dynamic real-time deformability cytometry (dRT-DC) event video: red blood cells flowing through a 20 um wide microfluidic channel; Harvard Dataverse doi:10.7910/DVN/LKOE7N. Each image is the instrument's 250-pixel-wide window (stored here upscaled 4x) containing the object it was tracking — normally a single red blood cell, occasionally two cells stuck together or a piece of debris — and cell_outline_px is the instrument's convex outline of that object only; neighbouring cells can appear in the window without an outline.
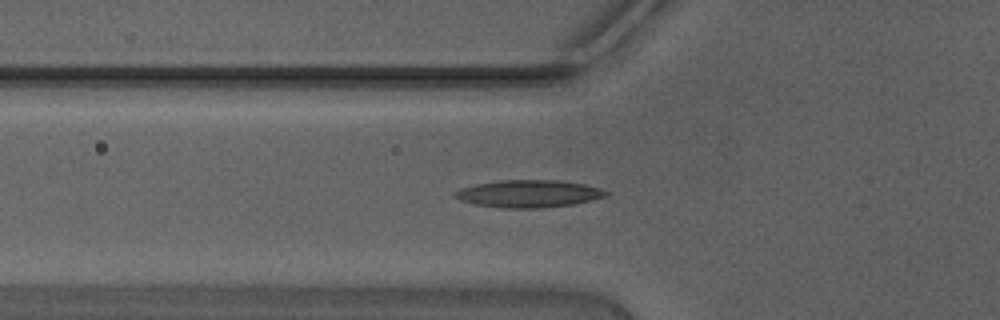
{"species": "Egyptian fruit bat (a non-hibernating species)", "species_latin": "Rousettus aegyptiacus", "temperature_condition": "warm", "stored_images_in_passage": 34, "camera_frame_rate_fps": 3000, "um_per_image_px": 0.085, "animal": {"sex": "male"}, "frame": {"image": 1, "passage_image": 8, "time_ms": 2.333, "image_size_px": [1000, 320], "cell_outline_px": [[612, 192], [608, 196], [592, 200], [572, 204], [540, 208], [500, 208], [476, 204], [460, 200], [452, 192], [460, 188], [476, 184], [500, 180], [560, 180], [584, 184], [600, 188]], "centroid_in_image_um": [44.97, 16.46], "position_along_channel_um": 80.8, "area_um2": 24.22}}
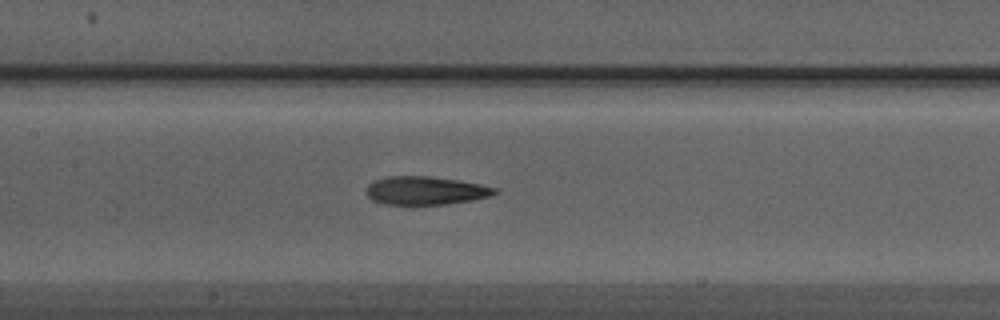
{"frame": {"image": 2, "passage_image": 14, "time_ms": 4.333, "image_size_px": [1000, 320], "cell_outline_px": [[500, 192], [488, 196], [472, 200], [448, 204], [412, 208], [384, 204], [372, 200], [364, 192], [368, 184], [372, 180], [388, 176], [428, 176], [456, 180], [496, 188]], "centroid_in_image_um": [36.06, 16.25], "position_along_channel_um": 171.3, "area_um2": 22.02}}
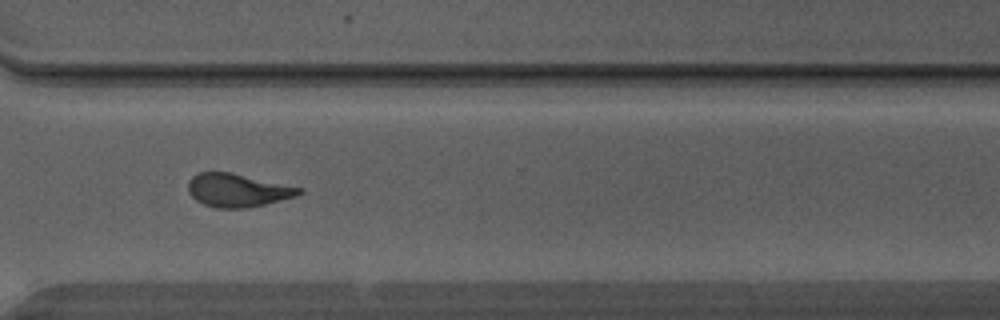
{"frame": {"image": 3, "passage_image": 26, "time_ms": 8.333, "image_size_px": [1000, 320], "cell_outline_px": [[304, 192], [296, 196], [264, 204], [244, 208], [216, 208], [204, 204], [196, 200], [188, 192], [188, 180], [192, 176], [200, 172], [232, 172], [304, 188]], "centroid_in_image_um": [20.2, 16.16], "position_along_channel_um": 350.4, "area_um2": 21.56}}